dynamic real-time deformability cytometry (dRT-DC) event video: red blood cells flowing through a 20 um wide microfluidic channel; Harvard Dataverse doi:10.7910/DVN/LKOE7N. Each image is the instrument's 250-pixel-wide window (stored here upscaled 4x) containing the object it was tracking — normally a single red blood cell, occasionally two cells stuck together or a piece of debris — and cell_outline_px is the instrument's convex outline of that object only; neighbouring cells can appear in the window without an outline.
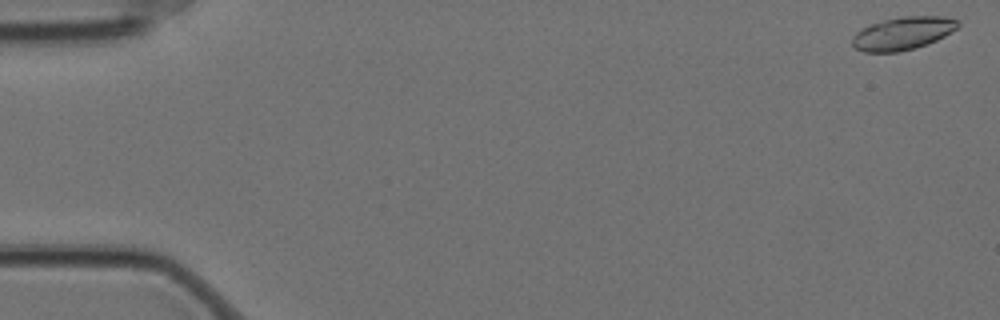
{"species": "Egyptian fruit bat (a non-hibernating species)", "species_latin": "Rousettus aegyptiacus", "temperature_condition": "cold", "stored_images_in_passage": 5, "camera_frame_rate_fps": 3000, "um_per_image_px": 0.085, "animal": {"sex": "female"}, "frame": {"image": 1, "passage_image": 1, "time_ms": 0.0, "image_size_px": [1000, 320], "cell_outline_px": [[960, 24], [956, 28], [944, 36], [928, 44], [916, 48], [900, 52], [864, 52], [856, 48], [852, 44], [852, 36], [856, 32], [872, 24], [884, 20], [900, 16], [944, 16], [960, 20]], "centroid_in_image_um": [76.76, 2.83], "position_along_channel_um": 8.2, "area_um2": 20.29}}
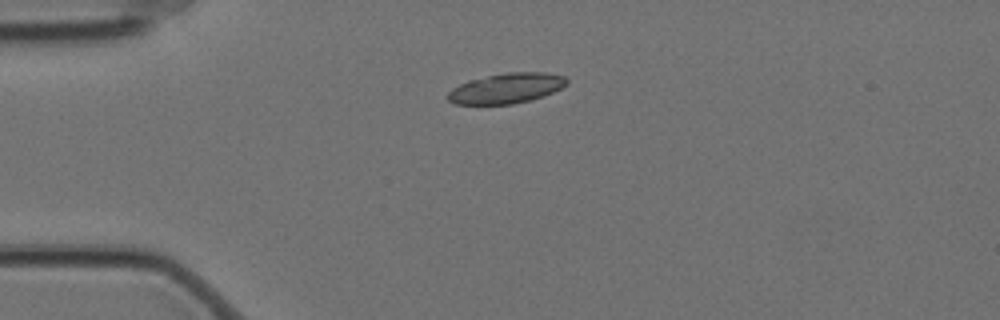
{"frame": {"image": 2, "passage_image": 4, "time_ms": 1.0, "image_size_px": [1000, 320], "cell_outline_px": [[568, 84], [544, 96], [512, 104], [456, 104], [448, 100], [448, 92], [452, 88], [468, 80], [508, 72], [544, 72], [564, 76], [568, 80]], "centroid_in_image_um": [43.04, 7.5], "position_along_channel_um": 42.0, "area_um2": 20.75}}